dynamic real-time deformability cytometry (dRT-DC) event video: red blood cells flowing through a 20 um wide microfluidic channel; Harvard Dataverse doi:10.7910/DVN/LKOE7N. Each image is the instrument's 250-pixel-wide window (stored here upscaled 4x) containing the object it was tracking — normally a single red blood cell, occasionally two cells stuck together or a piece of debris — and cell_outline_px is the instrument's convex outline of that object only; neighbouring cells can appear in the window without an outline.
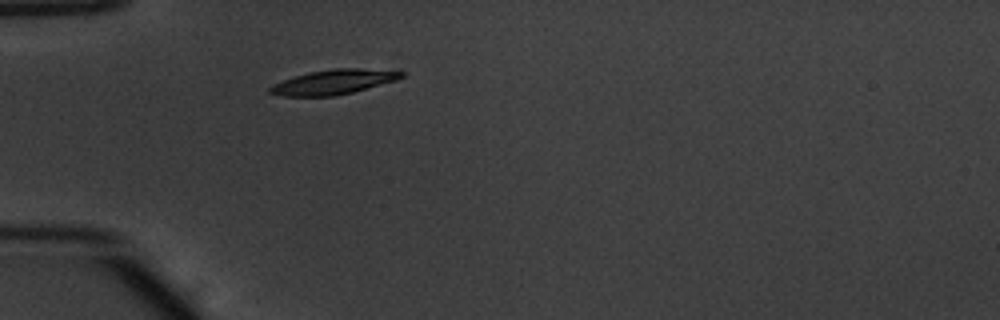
{"species": "common noctule bat (a hibernating species)", "species_latin": "Nyctalus noctula", "temperature_condition": "warm", "stored_images_in_passage": 38, "camera_frame_rate_fps": 3000, "um_per_image_px": 0.085, "animal": {"sex": "male", "body_mass_g": 20.1, "forearm_length_mm": 53.5}, "frame": {"image": 1, "passage_image": 1, "time_ms": 0.0, "image_size_px": [1000, 320], "cell_outline_px": [[404, 76], [396, 80], [352, 92], [332, 96], [284, 96], [268, 92], [268, 88], [272, 84], [308, 72], [336, 68], [360, 68], [404, 72]], "centroid_in_image_um": [28.32, 6.97], "position_along_channel_um": 56.7, "area_um2": 18.61}}
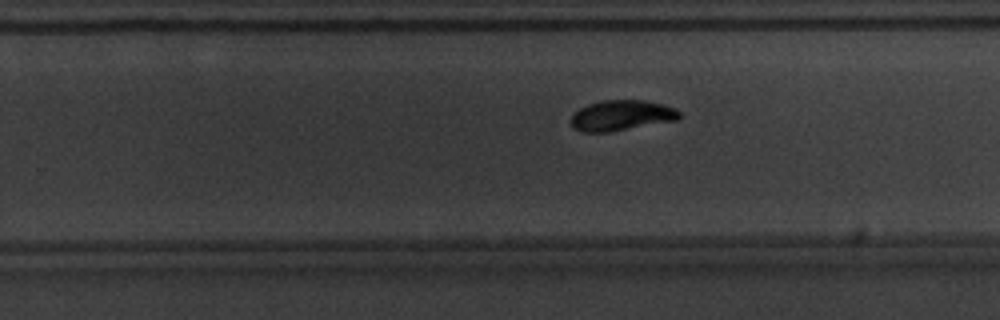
{"frame": {"image": 2, "passage_image": 19, "time_ms": 6.0, "image_size_px": [1000, 320], "cell_outline_px": [[680, 116], [676, 120], [612, 132], [580, 132], [572, 128], [568, 120], [580, 108], [588, 104], [600, 100], [644, 100], [676, 108], [680, 112]], "centroid_in_image_um": [52.77, 9.82], "position_along_channel_um": 277.0, "area_um2": 19.42}}
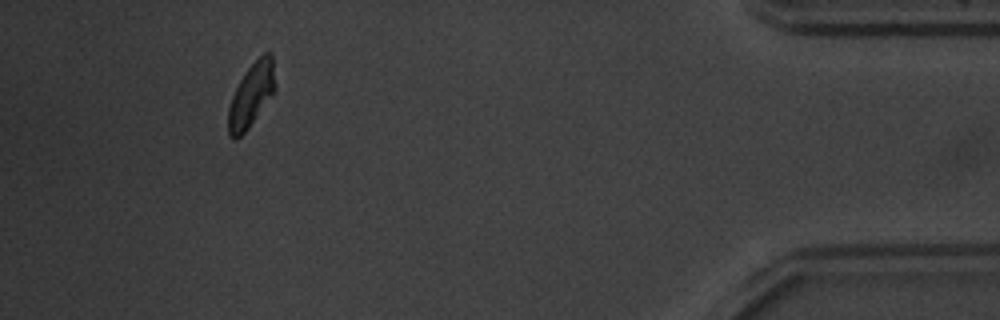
{"frame": {"image": 3, "passage_image": 34, "time_ms": 11.0, "image_size_px": [1000, 320], "cell_outline_px": [[276, 88], [248, 128], [236, 140], [232, 140], [228, 136], [228, 108], [232, 96], [244, 72], [264, 52], [272, 52]], "centroid_in_image_um": [21.35, 8.07], "position_along_channel_um": 413.9, "area_um2": 17.28}, "authors_computed_cell_mechanics": {"area_um2": 19.0451, "velocity_mm_per_s": 3.8249, "shape_relaxation_time_tau1_ms": 2.5253, "shape_relaxation_time_tau2_ms": 3.3454, "deformation_change_tau1": 0.1334, "deformation_change_tau2": 0.0637}}